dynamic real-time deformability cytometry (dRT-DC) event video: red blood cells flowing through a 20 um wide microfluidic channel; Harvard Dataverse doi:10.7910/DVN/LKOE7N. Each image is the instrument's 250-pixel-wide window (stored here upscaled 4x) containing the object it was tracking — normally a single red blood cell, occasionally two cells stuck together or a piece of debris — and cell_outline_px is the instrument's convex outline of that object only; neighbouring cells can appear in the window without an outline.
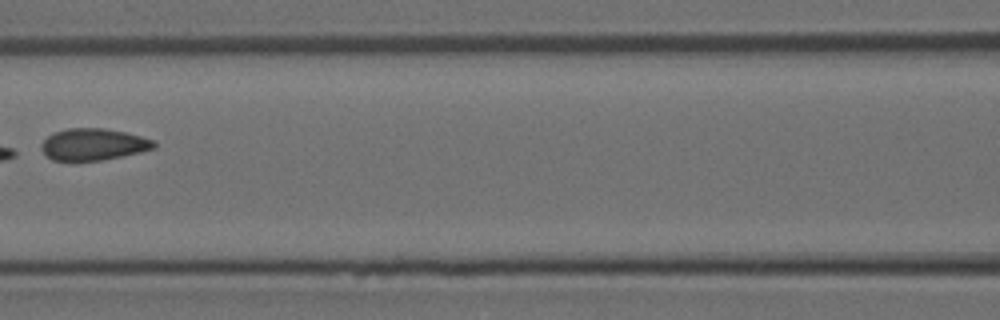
{"species": "Egyptian fruit bat (a non-hibernating species)", "species_latin": "Rousettus aegyptiacus", "temperature_condition": "room temperature", "stored_images_in_passage": 5, "camera_frame_rate_fps": 3000, "um_per_image_px": 0.085, "animal": {"sex": "female"}, "frame": {"image": 1, "passage_image": 5, "time_ms": 1.333, "image_size_px": [1000, 320], "cell_outline_px": [[156, 148], [140, 152], [100, 160], [52, 160], [40, 148], [44, 140], [48, 136], [56, 132], [68, 128], [104, 128], [124, 132], [140, 136], [152, 140], [156, 144]], "centroid_in_image_um": [7.94, 12.26], "position_along_channel_um": 158.7, "area_um2": 20.46}}